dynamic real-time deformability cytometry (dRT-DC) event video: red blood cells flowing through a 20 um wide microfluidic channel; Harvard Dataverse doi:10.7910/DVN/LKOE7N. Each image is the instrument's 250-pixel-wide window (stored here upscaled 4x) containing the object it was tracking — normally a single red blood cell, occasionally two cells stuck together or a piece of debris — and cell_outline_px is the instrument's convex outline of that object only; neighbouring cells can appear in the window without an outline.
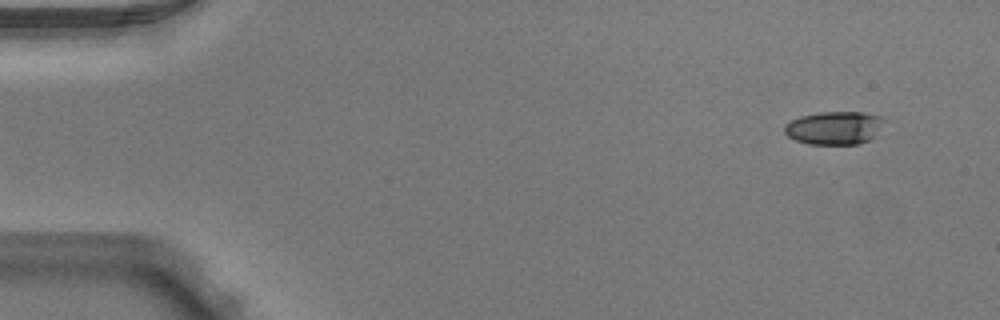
{"species": "Egyptian fruit bat (a non-hibernating species)", "species_latin": "Rousettus aegyptiacus", "temperature_condition": "warm", "stored_images_in_passage": 4, "camera_frame_rate_fps": 3000, "um_per_image_px": 0.085, "animal": {"sex": "male"}, "frame": {"image": 1, "passage_image": 1, "time_ms": 0.0, "image_size_px": [1000, 320], "cell_outline_px": [[880, 120], [872, 136], [868, 140], [860, 144], [808, 144], [796, 140], [788, 136], [784, 132], [784, 124], [800, 116], [820, 112], [864, 112], [880, 116]], "centroid_in_image_um": [70.8, 10.87], "position_along_channel_um": 14.2, "area_um2": 18.73}}
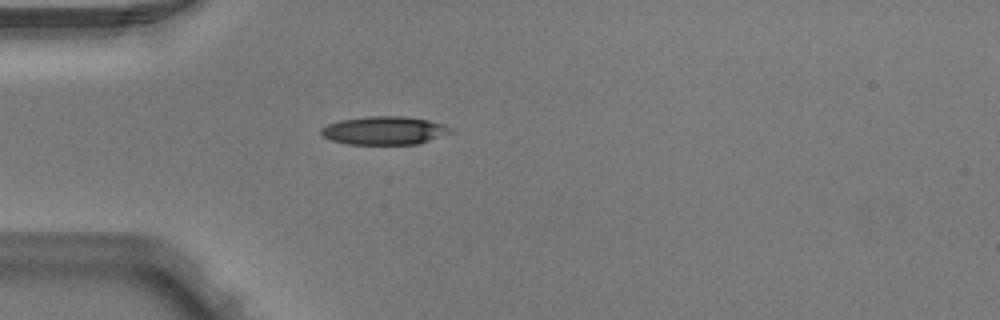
{"frame": {"image": 2, "passage_image": 4, "time_ms": 1.0, "image_size_px": [1000, 320], "cell_outline_px": [[452, 132], [416, 144], [348, 144], [332, 140], [324, 136], [320, 132], [320, 128], [328, 124], [340, 120], [364, 116], [404, 116], [428, 120], [444, 124], [452, 128]], "centroid_in_image_um": [32.65, 11.08], "position_along_channel_um": 52.4, "area_um2": 21.21}}